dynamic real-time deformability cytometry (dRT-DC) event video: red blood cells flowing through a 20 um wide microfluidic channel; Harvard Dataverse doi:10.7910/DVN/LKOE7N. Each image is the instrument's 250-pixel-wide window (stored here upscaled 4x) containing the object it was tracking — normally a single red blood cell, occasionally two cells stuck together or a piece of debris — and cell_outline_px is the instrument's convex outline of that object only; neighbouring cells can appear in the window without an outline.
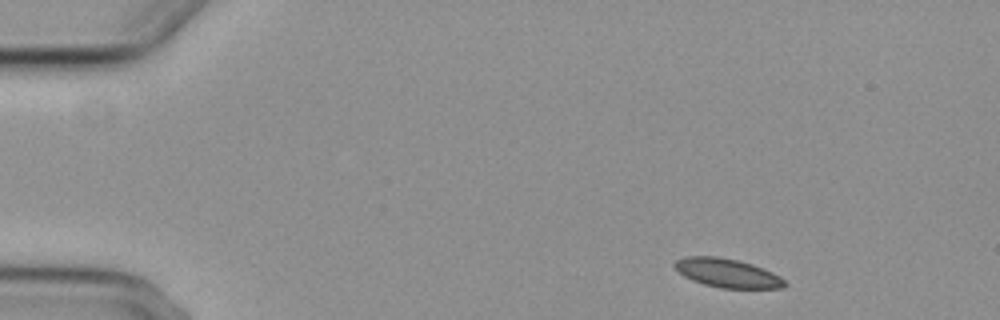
{"species": "common noctule bat (a hibernating species)", "species_latin": "Nyctalus noctula", "temperature_condition": "cold", "stored_images_in_passage": 5, "camera_frame_rate_fps": 3000, "um_per_image_px": 0.085, "animal": {"sex": "female", "body_mass_g": 29.2, "forearm_length_mm": 56.3}, "frame": {"image": 1, "passage_image": 1, "time_ms": 0.0, "image_size_px": [1000, 320], "cell_outline_px": [[788, 284], [784, 288], [720, 288], [704, 284], [692, 280], [684, 276], [672, 264], [676, 260], [684, 256], [716, 256], [736, 260], [752, 264], [764, 268], [780, 276]], "centroid_in_image_um": [61.83, 23.21], "position_along_channel_um": 23.2, "area_um2": 18.5}}
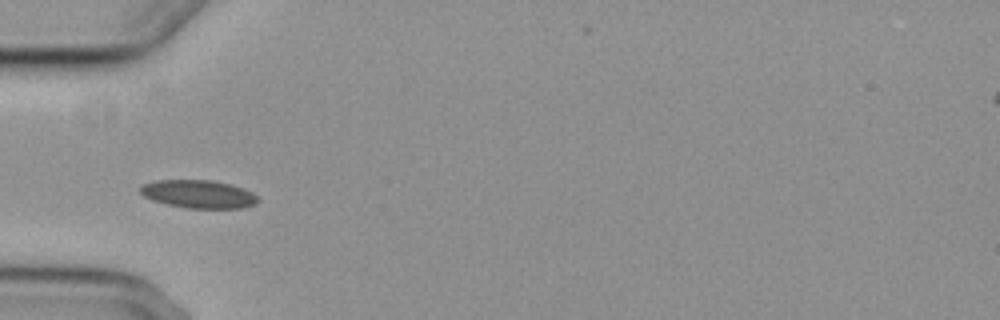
{"frame": {"image": 2, "passage_image": 4, "time_ms": 3.667, "image_size_px": [1000, 320], "cell_outline_px": [[260, 200], [256, 204], [244, 208], [184, 208], [152, 200], [144, 196], [140, 192], [140, 184], [152, 180], [212, 180], [232, 184], [244, 188], [252, 192]], "centroid_in_image_um": [16.88, 16.49], "position_along_channel_um": 68.1, "area_um2": 19.54}}
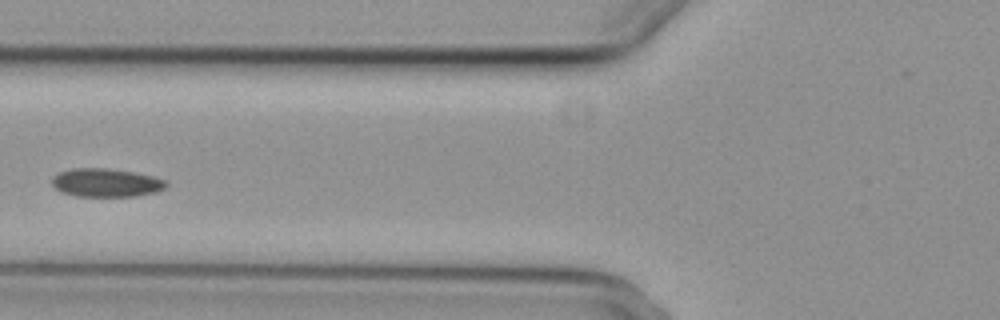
{"frame": {"image": 3, "passage_image": 5, "time_ms": 5.0, "image_size_px": [1000, 320], "cell_outline_px": [[168, 184], [164, 188], [156, 192], [136, 196], [76, 196], [60, 192], [52, 184], [52, 176], [56, 172], [72, 168], [108, 168], [132, 172], [152, 176], [168, 180]], "centroid_in_image_um": [8.99, 15.52], "position_along_channel_um": 116.8, "area_um2": 19.07}}